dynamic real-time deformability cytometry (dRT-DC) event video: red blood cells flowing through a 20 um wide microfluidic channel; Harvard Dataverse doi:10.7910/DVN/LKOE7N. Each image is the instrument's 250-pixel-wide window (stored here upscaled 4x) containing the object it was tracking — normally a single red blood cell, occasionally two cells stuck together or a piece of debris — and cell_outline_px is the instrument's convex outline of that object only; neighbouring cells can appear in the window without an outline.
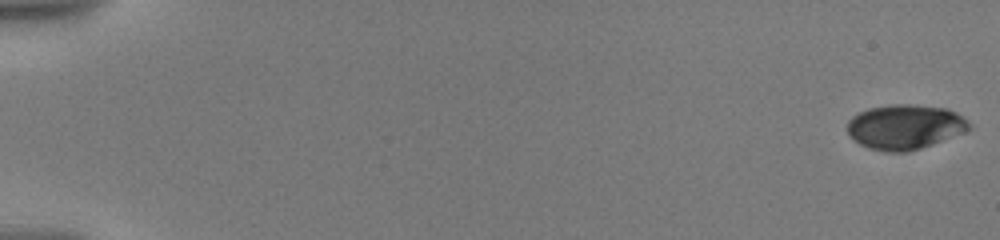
{"species": "human", "species_latin": "Homo sapiens", "temperature_condition": "warm", "stored_images_in_passage": 4, "camera_frame_rate_fps": 3000, "um_per_image_px": 0.085, "donor": {"sex": "male"}, "frame": {"image": 1, "passage_image": 1, "time_ms": 0.0, "image_size_px": [1000, 240], "cell_outline_px": [[972, 124], [964, 132], [932, 144], [908, 152], [884, 152], [868, 148], [860, 144], [848, 136], [848, 120], [852, 116], [868, 108], [892, 104], [908, 104], [944, 108], [956, 112], [968, 120]], "centroid_in_image_um": [76.89, 10.79], "position_along_channel_um": 8.1, "area_um2": 31.79}}